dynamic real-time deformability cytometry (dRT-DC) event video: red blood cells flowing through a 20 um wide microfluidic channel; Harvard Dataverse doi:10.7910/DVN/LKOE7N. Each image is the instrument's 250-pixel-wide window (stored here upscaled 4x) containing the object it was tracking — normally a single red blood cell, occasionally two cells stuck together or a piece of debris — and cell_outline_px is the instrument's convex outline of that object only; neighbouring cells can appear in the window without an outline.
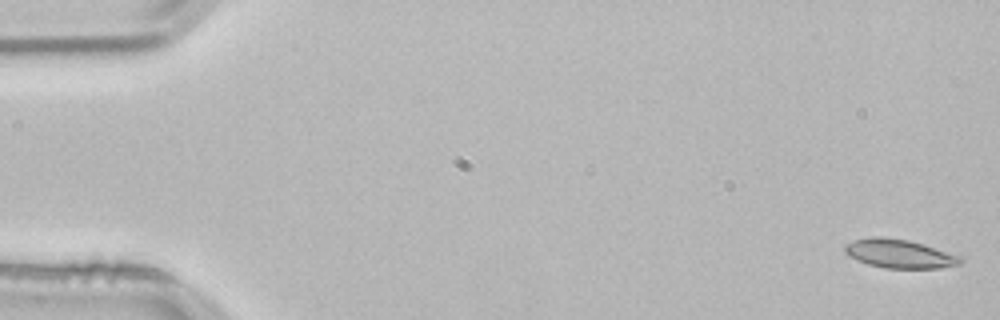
{"species": "common noctule bat (a hibernating species)", "species_latin": "Nyctalus noctula", "temperature_condition": "room temperature", "stored_images_in_passage": 53, "camera_frame_rate_fps": 3000, "um_per_image_px": 0.085, "animal": {"sex": "male", "body_mass_g": 21.5, "forearm_length_mm": 52.0}, "frame": {"image": 1, "passage_image": 1, "time_ms": 0.0, "image_size_px": [1000, 320], "cell_outline_px": [[964, 260], [960, 264], [940, 268], [884, 268], [868, 264], [856, 260], [848, 256], [844, 252], [844, 244], [852, 240], [872, 236], [880, 236], [908, 240], [924, 244], [964, 256]], "centroid_in_image_um": [76.46, 21.56], "position_along_channel_um": 8.5, "area_um2": 19.77}}
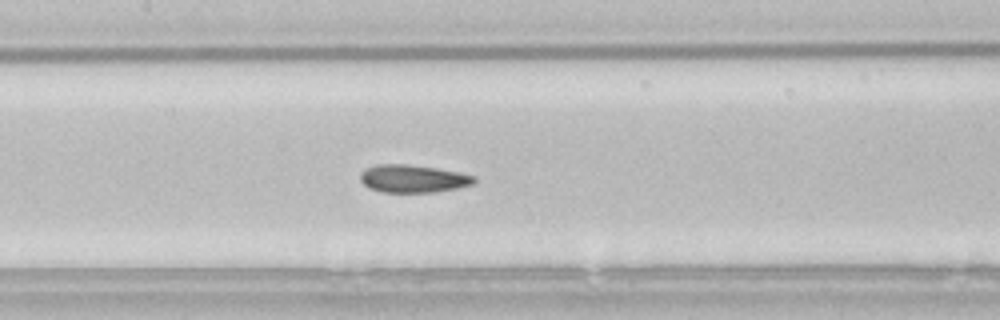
{"frame": {"image": 2, "passage_image": 25, "time_ms": 8.0, "image_size_px": [1000, 320], "cell_outline_px": [[476, 184], [436, 192], [380, 192], [368, 188], [360, 180], [360, 172], [364, 168], [376, 164], [404, 164], [436, 168], [476, 176]], "centroid_in_image_um": [35.08, 15.19], "position_along_channel_um": 172.3, "area_um2": 18.55}}
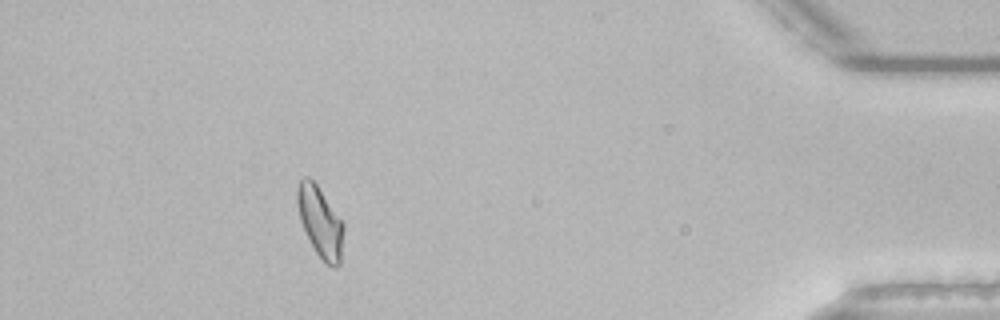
{"frame": {"image": 3, "passage_image": 48, "time_ms": 15.667, "image_size_px": [1000, 320], "cell_outline_px": [[344, 228], [340, 264], [336, 268], [332, 268], [316, 252], [300, 220], [296, 200], [296, 188], [300, 180], [304, 176], [308, 176], [316, 184], [344, 224]], "centroid_in_image_um": [27.21, 18.85], "position_along_channel_um": 408.0, "area_um2": 18.73}, "authors_computed_cell_mechanics": {"area_um2": 18.6116, "velocity_mm_per_s": 3.8008, "shape_relaxation_time_tau1_ms": 7.8833, "shape_relaxation_time_tau2_ms": 2.4272, "deformation_change_tau1": 0.1565, "deformation_change_tau2": 0.0608}}